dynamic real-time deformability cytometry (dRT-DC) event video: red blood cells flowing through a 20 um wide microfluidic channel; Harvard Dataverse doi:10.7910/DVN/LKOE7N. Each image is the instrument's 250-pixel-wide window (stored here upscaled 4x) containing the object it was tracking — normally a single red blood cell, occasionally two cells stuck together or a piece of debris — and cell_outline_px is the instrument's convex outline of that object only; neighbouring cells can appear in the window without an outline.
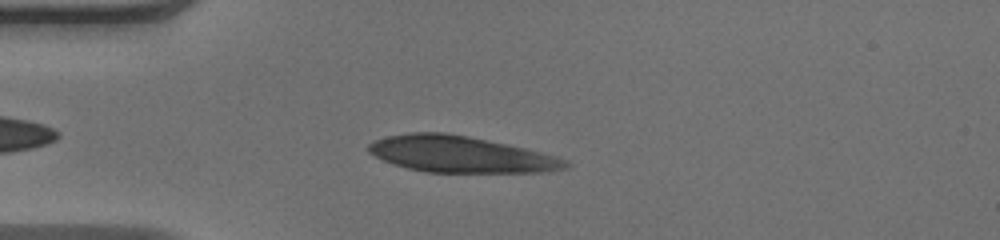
{"species": "human", "species_latin": "Homo sapiens", "temperature_condition": "warm", "stored_images_in_passage": 38, "camera_frame_rate_fps": 3000, "um_per_image_px": 0.085, "donor": {"sex": "male"}, "frame": {"image": 1, "passage_image": 5, "time_ms": 1.333, "image_size_px": [1000, 240], "cell_outline_px": [[572, 164], [568, 168], [540, 172], [424, 172], [392, 164], [368, 152], [368, 144], [376, 140], [388, 136], [408, 132], [444, 132], [468, 136], [524, 148], [540, 152], [568, 160]], "centroid_in_image_um": [39.14, 13.12], "position_along_channel_um": 45.9, "area_um2": 41.44}}
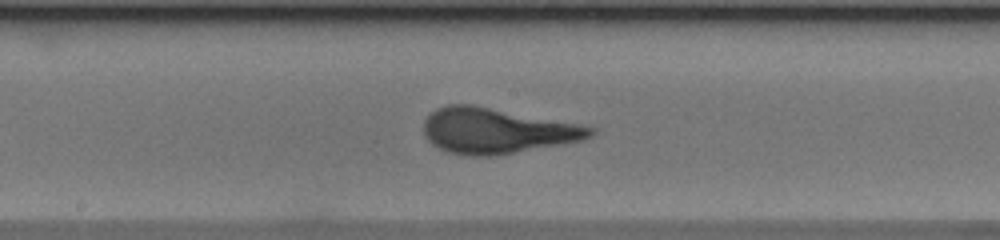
{"frame": {"image": 2, "passage_image": 18, "time_ms": 5.667, "image_size_px": [1000, 240], "cell_outline_px": [[596, 132], [592, 136], [584, 140], [496, 156], [472, 156], [448, 152], [432, 144], [424, 136], [424, 120], [436, 108], [448, 104], [472, 104], [580, 124], [596, 128]], "centroid_in_image_um": [42.23, 11.11], "position_along_channel_um": 206.0, "area_um2": 44.27}}
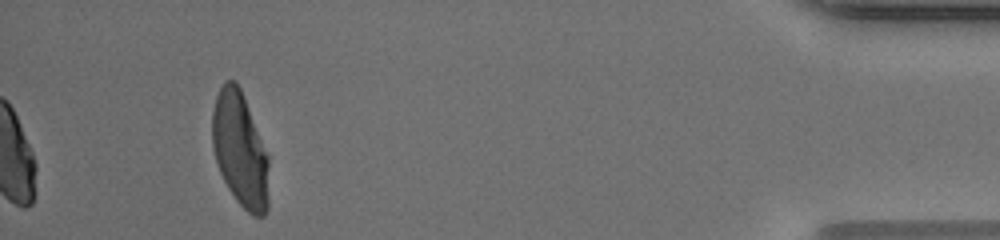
{"frame": {"image": 3, "passage_image": 38, "time_ms": 12.333, "image_size_px": [1000, 240], "cell_outline_px": [[268, 208], [264, 216], [252, 216], [236, 200], [228, 188], [220, 172], [212, 148], [212, 112], [216, 96], [224, 80], [236, 80], [240, 88], [268, 156]], "centroid_in_image_um": [20.39, 12.73], "position_along_channel_um": 414.8, "area_um2": 37.63}}